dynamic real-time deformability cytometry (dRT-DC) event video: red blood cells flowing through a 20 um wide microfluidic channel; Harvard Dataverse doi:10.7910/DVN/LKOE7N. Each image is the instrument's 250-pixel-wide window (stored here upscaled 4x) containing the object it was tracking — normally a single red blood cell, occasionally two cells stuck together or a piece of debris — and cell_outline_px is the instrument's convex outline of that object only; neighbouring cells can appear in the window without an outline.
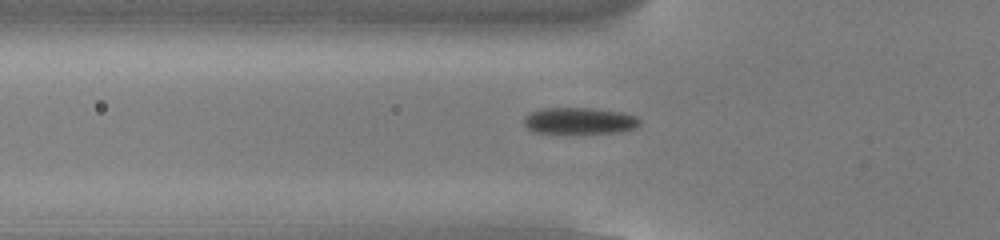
{"species": "common noctule bat (a hibernating species)", "species_latin": "Nyctalus noctula", "temperature_condition": "cold", "stored_images_in_passage": 54, "camera_frame_rate_fps": 3000, "um_per_image_px": 0.085, "animal": {"sex": "male", "body_mass_g": 13.0, "forearm_length_mm": 53.1}, "frame": {"image": 1, "passage_image": 19, "time_ms": 6.0, "image_size_px": [1000, 240], "cell_outline_px": [[640, 124], [636, 128], [620, 132], [532, 132], [524, 124], [524, 116], [540, 108], [596, 108], [624, 112], [636, 116], [640, 120]], "centroid_in_image_um": [49.29, 10.24], "position_along_channel_um": 76.5, "area_um2": 17.8}}
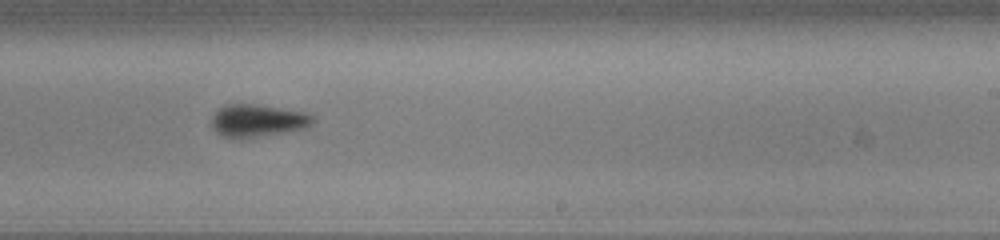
{"frame": {"image": 2, "passage_image": 34, "time_ms": 11.0, "image_size_px": [1000, 240], "cell_outline_px": [[316, 120], [312, 124], [304, 128], [240, 140], [224, 136], [216, 132], [208, 124], [212, 116], [224, 104], [256, 104], [304, 112], [312, 116]], "centroid_in_image_um": [21.83, 10.26], "position_along_channel_um": 267.2, "area_um2": 19.36}}
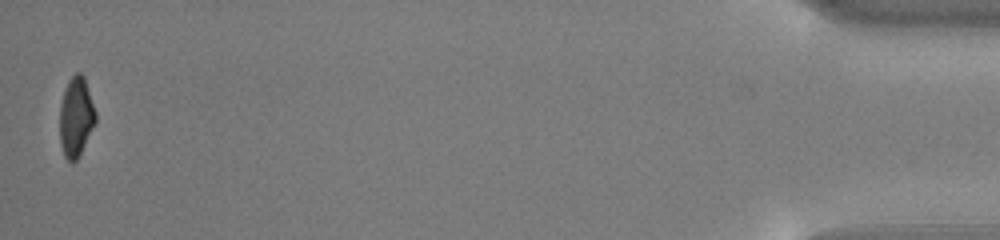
{"frame": {"image": 3, "passage_image": 54, "time_ms": 17.667, "image_size_px": [1000, 240], "cell_outline_px": [[96, 120], [80, 156], [72, 164], [64, 156], [60, 144], [60, 104], [64, 88], [68, 80], [76, 72], [80, 72], [84, 76], [96, 112]], "centroid_in_image_um": [6.45, 9.94], "position_along_channel_um": 428.7, "area_um2": 16.82}, "authors_computed_cell_mechanics": {"area_um2": 18.0336, "velocity_mm_per_s": 3.8109, "shape_relaxation_time_tau1_ms": 1.7844, "shape_relaxation_time_tau2_ms": 6.6285, "deformation_change_tau1": 0.1107, "deformation_change_tau2": 0.0922}}